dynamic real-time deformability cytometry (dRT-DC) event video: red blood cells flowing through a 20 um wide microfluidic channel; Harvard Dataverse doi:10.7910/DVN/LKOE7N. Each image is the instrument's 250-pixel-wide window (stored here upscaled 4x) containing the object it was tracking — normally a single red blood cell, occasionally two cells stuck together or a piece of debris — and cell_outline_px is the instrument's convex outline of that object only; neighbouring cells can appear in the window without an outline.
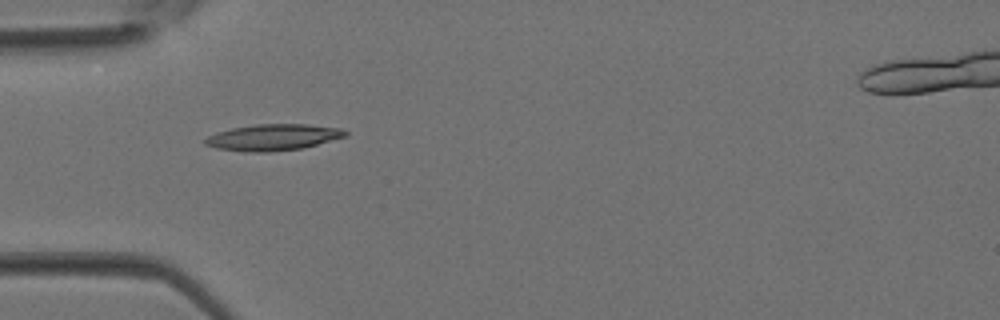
{"species": "Egyptian fruit bat (a non-hibernating species)", "species_latin": "Rousettus aegyptiacus", "temperature_condition": "room temperature", "stored_images_in_passage": 1, "camera_frame_rate_fps": 3000, "um_per_image_px": 0.085, "animal": {"sex": "female"}, "frame": {"image": 1, "passage_image": 1, "time_ms": 0.0, "image_size_px": [1000, 320], "cell_outline_px": [[348, 136], [300, 148], [268, 152], [244, 152], [216, 148], [204, 144], [204, 140], [208, 136], [232, 128], [256, 124], [308, 124], [340, 128], [348, 132]], "centroid_in_image_um": [23.22, 11.67], "position_along_channel_um": 61.8, "area_um2": 21.33}}